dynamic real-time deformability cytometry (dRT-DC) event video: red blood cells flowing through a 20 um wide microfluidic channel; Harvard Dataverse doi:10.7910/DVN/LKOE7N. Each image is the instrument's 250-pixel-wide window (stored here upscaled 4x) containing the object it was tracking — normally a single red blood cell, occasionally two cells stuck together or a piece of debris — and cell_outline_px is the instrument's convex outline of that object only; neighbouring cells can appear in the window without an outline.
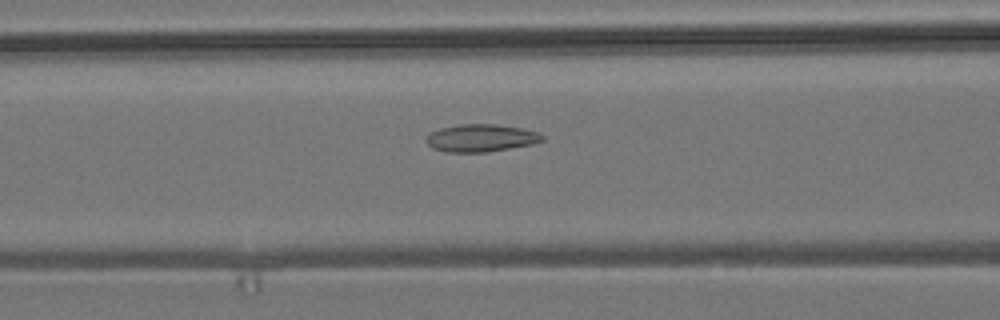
{"species": "common noctule bat (a hibernating species)", "species_latin": "Nyctalus noctula", "temperature_condition": "room temperature", "stored_images_in_passage": 8, "segment_of_instrument_passage": [1, 2], "camera_frame_rate_fps": 3000, "um_per_image_px": 0.085, "animal": {"sex": "male", "body_mass_g": 19.2, "forearm_length_mm": 51.8}, "frame": {"image": 1, "passage_image": 7, "time_ms": 8.0, "image_size_px": [1000, 320], "cell_outline_px": [[544, 140], [532, 144], [488, 152], [444, 152], [432, 148], [424, 140], [432, 132], [440, 128], [460, 124], [496, 124], [524, 128], [540, 132], [544, 136]], "centroid_in_image_um": [40.91, 11.73], "position_along_channel_um": 125.7, "area_um2": 18.79}}